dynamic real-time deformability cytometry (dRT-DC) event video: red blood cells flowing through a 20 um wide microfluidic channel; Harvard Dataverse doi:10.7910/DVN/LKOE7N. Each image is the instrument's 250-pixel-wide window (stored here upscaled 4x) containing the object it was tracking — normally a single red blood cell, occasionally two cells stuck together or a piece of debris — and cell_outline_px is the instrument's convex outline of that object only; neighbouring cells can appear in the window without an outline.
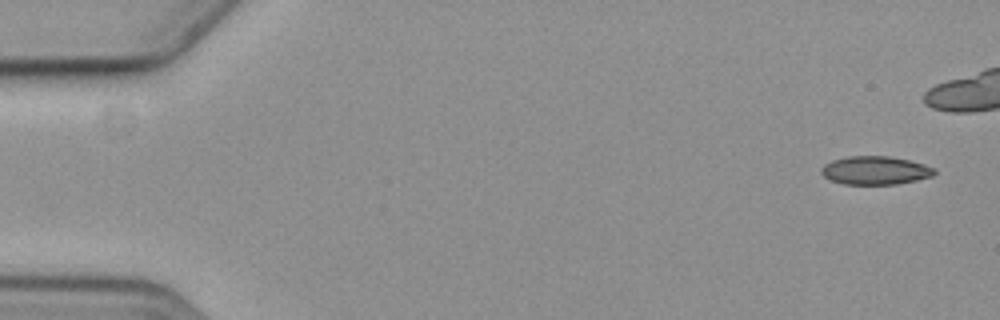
{"species": "common noctule bat (a hibernating species)", "species_latin": "Nyctalus noctula", "temperature_condition": "cold", "stored_images_in_passage": 7, "camera_frame_rate_fps": 3000, "um_per_image_px": 0.085, "animal": {"sex": "female", "body_mass_g": 19.3, "forearm_length_mm": 54.1}, "frame": {"image": 1, "passage_image": 1, "time_ms": 0.0, "image_size_px": [1000, 320], "cell_outline_px": [[936, 172], [932, 176], [916, 180], [896, 184], [844, 184], [832, 180], [824, 176], [820, 172], [820, 168], [824, 164], [832, 160], [848, 156], [888, 156], [908, 160], [924, 164], [936, 168]], "centroid_in_image_um": [74.39, 14.48], "position_along_channel_um": 10.6, "area_um2": 18.67}}
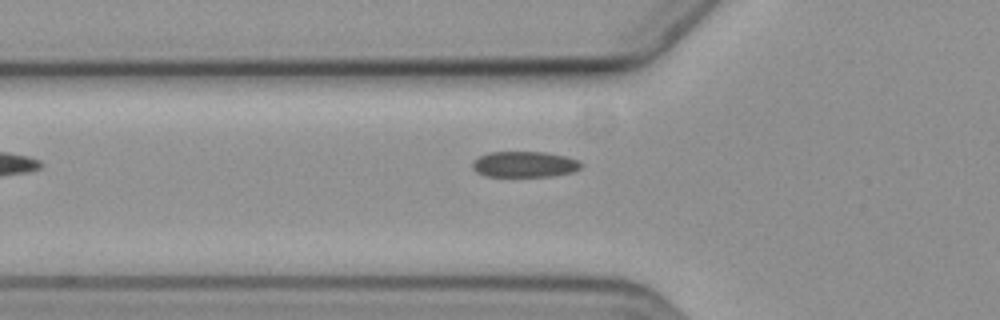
{"frame": {"image": 2, "passage_image": 7, "time_ms": 9.667, "image_size_px": [1000, 320], "cell_outline_px": [[584, 164], [580, 168], [572, 172], [552, 176], [484, 176], [476, 172], [472, 168], [472, 160], [488, 152], [544, 152], [564, 156], [580, 160]], "centroid_in_image_um": [44.57, 13.96], "position_along_channel_um": 81.2, "area_um2": 16.47}}